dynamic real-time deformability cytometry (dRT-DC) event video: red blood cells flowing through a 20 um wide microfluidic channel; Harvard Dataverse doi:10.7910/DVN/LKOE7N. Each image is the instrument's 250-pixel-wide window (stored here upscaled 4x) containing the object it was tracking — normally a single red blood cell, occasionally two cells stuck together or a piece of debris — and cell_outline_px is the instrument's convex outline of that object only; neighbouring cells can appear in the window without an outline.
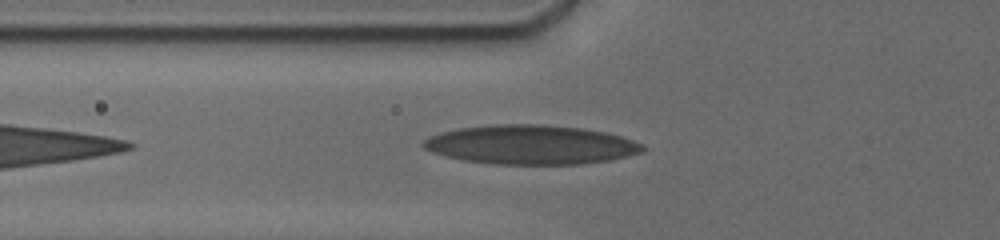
{"species": "human", "species_latin": "Homo sapiens", "temperature_condition": "cold", "stored_images_in_passage": 14, "camera_frame_rate_fps": 3000, "um_per_image_px": 0.085, "donor": {"sex": "male"}, "frame": {"image": 1, "passage_image": 6, "time_ms": 3.0, "image_size_px": [1000, 240], "cell_outline_px": [[648, 148], [644, 152], [608, 160], [580, 164], [492, 164], [464, 160], [432, 152], [424, 148], [420, 144], [428, 136], [460, 128], [496, 124], [540, 124], [584, 128], [604, 132], [620, 136], [644, 144]], "centroid_in_image_um": [45.15, 12.3], "position_along_channel_um": 80.7, "area_um2": 50.05}}
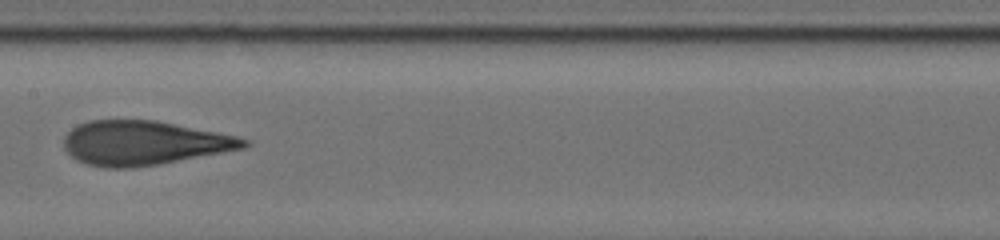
{"frame": {"image": 2, "passage_image": 11, "time_ms": 6.0, "image_size_px": [1000, 240], "cell_outline_px": [[252, 144], [244, 148], [160, 164], [132, 168], [104, 168], [88, 164], [76, 160], [64, 148], [64, 136], [72, 128], [88, 120], [156, 120], [236, 136], [248, 140]], "centroid_in_image_um": [12.21, 12.15], "position_along_channel_um": 195.2, "area_um2": 46.3}}
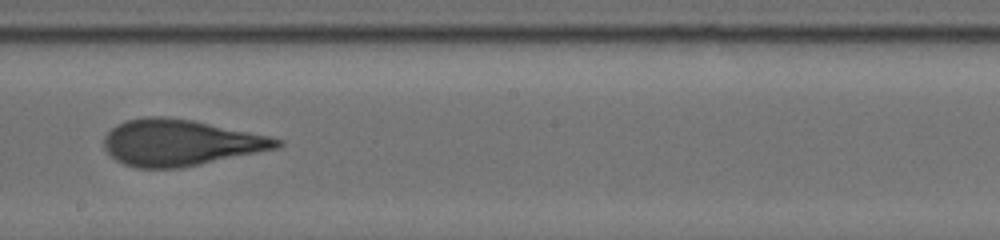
{"frame": {"image": 3, "passage_image": 13, "time_ms": 7.0, "image_size_px": [1000, 240], "cell_outline_px": [[284, 144], [276, 148], [180, 168], [136, 168], [124, 164], [116, 160], [104, 148], [104, 136], [116, 124], [128, 120], [144, 116], [164, 116], [192, 120], [268, 136], [284, 140]], "centroid_in_image_um": [15.28, 12.12], "position_along_channel_um": 232.9, "area_um2": 46.18}}